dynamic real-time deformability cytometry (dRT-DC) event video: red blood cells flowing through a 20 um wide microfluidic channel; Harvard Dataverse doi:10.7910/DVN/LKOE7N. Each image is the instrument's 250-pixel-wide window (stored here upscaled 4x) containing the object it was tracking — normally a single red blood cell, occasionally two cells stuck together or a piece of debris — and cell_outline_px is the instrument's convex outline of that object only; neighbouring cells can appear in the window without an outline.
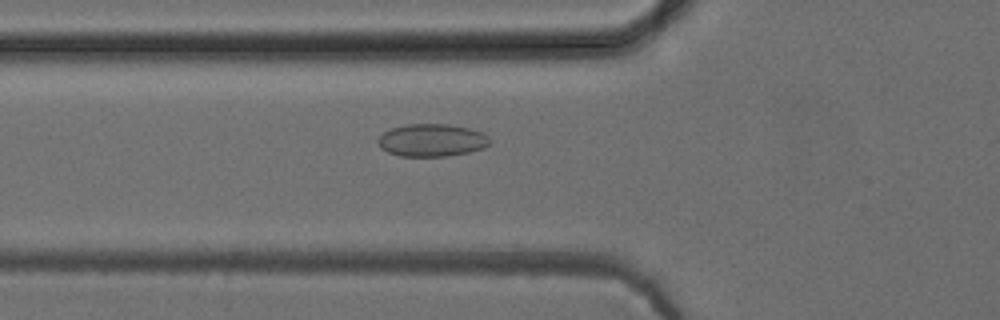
{"species": "common noctule bat (a hibernating species)", "species_latin": "Nyctalus noctula", "temperature_condition": "cold", "stored_images_in_passage": 40, "camera_frame_rate_fps": 3000, "um_per_image_px": 0.085, "animal": {"sex": "female", "body_mass_g": 24.6, "forearm_length_mm": 56.2}, "frame": {"image": 1, "passage_image": 7, "time_ms": 2.0, "image_size_px": [1000, 320], "cell_outline_px": [[492, 140], [484, 148], [468, 152], [448, 156], [400, 156], [388, 152], [380, 148], [376, 140], [384, 132], [392, 128], [404, 124], [448, 124], [468, 128], [480, 132], [488, 136]], "centroid_in_image_um": [36.68, 11.92], "position_along_channel_um": 89.1, "area_um2": 21.27}}
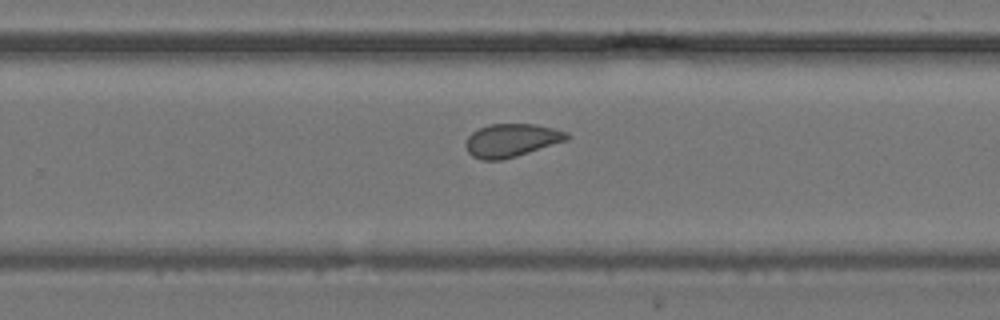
{"frame": {"image": 2, "passage_image": 22, "time_ms": 7.0, "image_size_px": [1000, 320], "cell_outline_px": [[568, 140], [516, 156], [500, 160], [480, 160], [472, 156], [468, 152], [464, 144], [468, 136], [472, 132], [488, 124], [536, 124], [568, 132]], "centroid_in_image_um": [43.44, 11.93], "position_along_channel_um": 286.4, "area_um2": 19.54}}
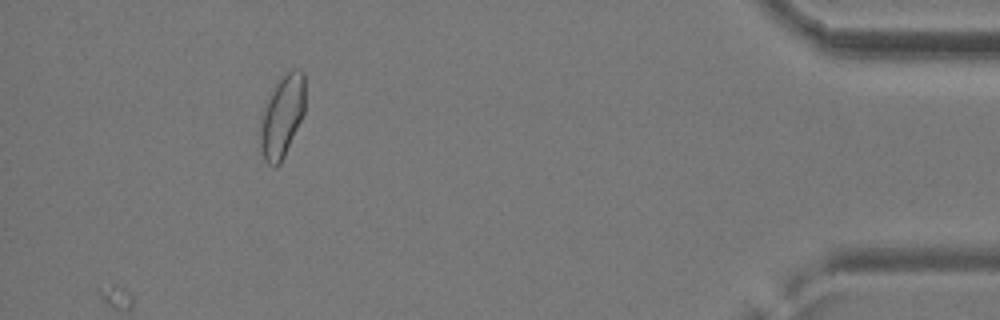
{"frame": {"image": 3, "passage_image": 36, "time_ms": 11.667, "image_size_px": [1000, 320], "cell_outline_px": [[304, 112], [284, 156], [280, 164], [276, 168], [272, 168], [264, 160], [260, 148], [260, 112], [276, 84], [292, 68], [300, 68], [304, 72]], "centroid_in_image_um": [23.95, 9.91], "position_along_channel_um": 411.3, "area_um2": 21.5}, "authors_computed_cell_mechanics": {"area_um2": 19.8832, "velocity_mm_per_s": 3.9331, "shape_relaxation_time_tau1_ms": 7.0083, "shape_relaxation_time_tau2_ms": 2.174, "deformation_change_tau1": 0.0606, "deformation_change_tau2": 0.0835}}